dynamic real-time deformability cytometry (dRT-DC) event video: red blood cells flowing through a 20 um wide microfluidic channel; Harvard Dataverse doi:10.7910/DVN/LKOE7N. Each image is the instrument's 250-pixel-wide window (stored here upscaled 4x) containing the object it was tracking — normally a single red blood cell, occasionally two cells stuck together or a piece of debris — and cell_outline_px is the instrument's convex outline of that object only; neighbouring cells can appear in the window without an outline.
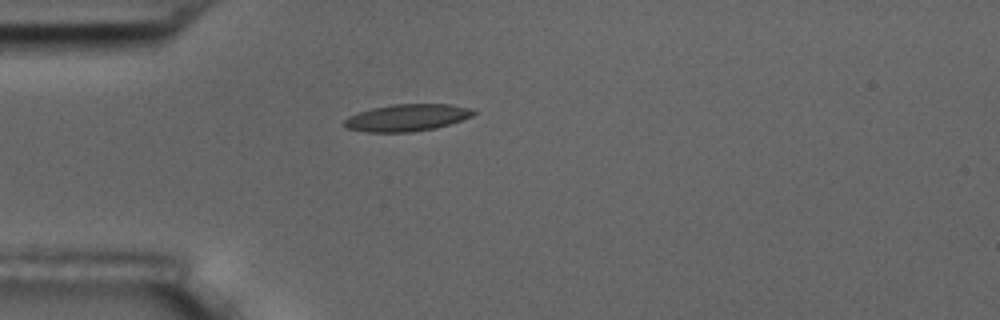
{"species": "common noctule bat (a hibernating species)", "species_latin": "Nyctalus noctula", "temperature_condition": "room temperature", "stored_images_in_passage": 1, "camera_frame_rate_fps": 3000, "um_per_image_px": 0.085, "animal": {"sex": "male", "body_mass_g": 17.5, "forearm_length_mm": 52.3}, "frame": {"image": 1, "passage_image": 1, "time_ms": 0.0, "image_size_px": [1000, 320], "cell_outline_px": [[476, 112], [472, 116], [436, 128], [408, 132], [368, 132], [344, 128], [344, 120], [348, 116], [372, 108], [392, 104], [448, 104], [472, 108]], "centroid_in_image_um": [34.57, 10.0], "position_along_channel_um": 50.4, "area_um2": 20.23}}